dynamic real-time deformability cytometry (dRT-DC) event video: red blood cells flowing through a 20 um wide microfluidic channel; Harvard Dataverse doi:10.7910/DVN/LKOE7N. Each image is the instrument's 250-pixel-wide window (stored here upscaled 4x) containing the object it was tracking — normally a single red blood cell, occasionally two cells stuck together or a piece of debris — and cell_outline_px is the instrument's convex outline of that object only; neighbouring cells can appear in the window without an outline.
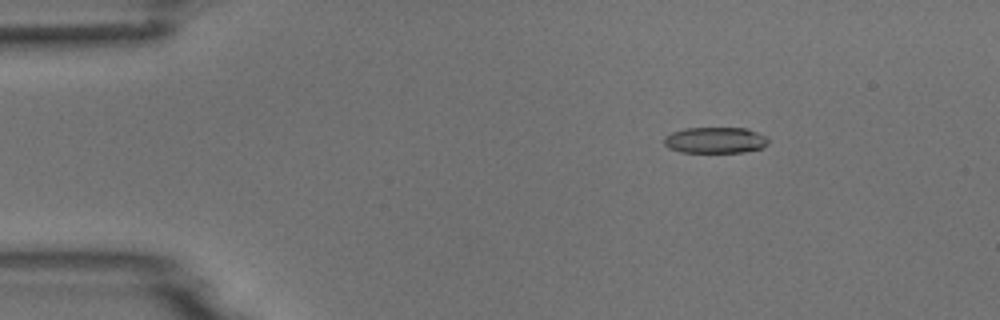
{"species": "common noctule bat (a hibernating species)", "species_latin": "Nyctalus noctula", "temperature_condition": "room temperature", "stored_images_in_passage": 7, "camera_frame_rate_fps": 3000, "um_per_image_px": 0.085, "animal": {"sex": "male", "body_mass_g": 18.8}, "frame": {"image": 1, "passage_image": 3, "time_ms": 0.667, "image_size_px": [1000, 320], "cell_outline_px": [[768, 144], [760, 148], [744, 152], [680, 152], [668, 148], [664, 144], [664, 136], [672, 132], [688, 128], [744, 128], [756, 132], [764, 136], [768, 140]], "centroid_in_image_um": [60.75, 11.92], "position_along_channel_um": 24.2, "area_um2": 15.72}}
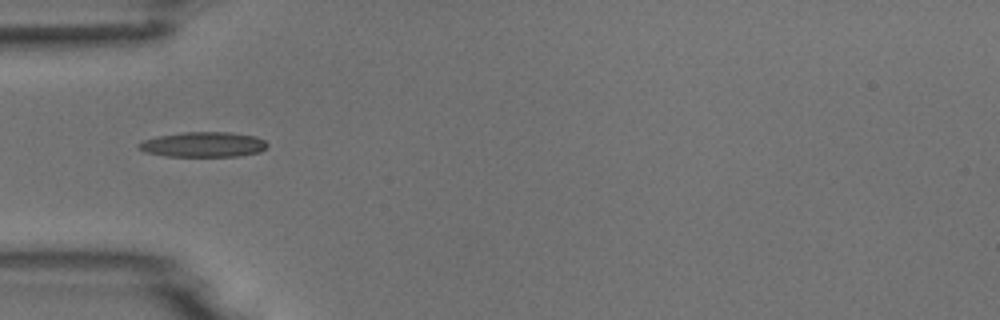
{"frame": {"image": 2, "passage_image": 5, "time_ms": 1.333, "image_size_px": [1000, 320], "cell_outline_px": [[268, 148], [260, 152], [240, 156], [164, 156], [144, 152], [136, 144], [144, 140], [156, 136], [180, 132], [228, 132], [256, 136], [264, 140], [268, 144]], "centroid_in_image_um": [17.29, 12.28], "position_along_channel_um": 67.7, "area_um2": 19.02}}
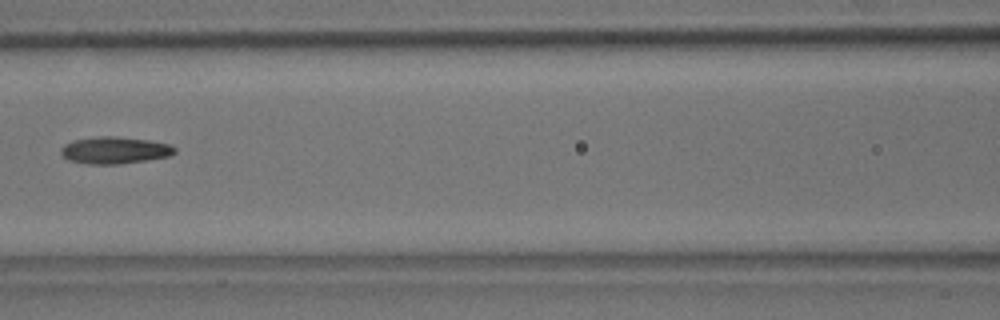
{"frame": {"image": 3, "passage_image": 7, "time_ms": 2.0, "image_size_px": [1000, 320], "cell_outline_px": [[176, 152], [168, 156], [120, 164], [88, 164], [68, 160], [60, 152], [60, 148], [64, 144], [72, 140], [96, 136], [116, 136], [148, 140], [168, 144], [176, 148]], "centroid_in_image_um": [9.7, 12.76], "position_along_channel_um": 156.9, "area_um2": 17.86}}